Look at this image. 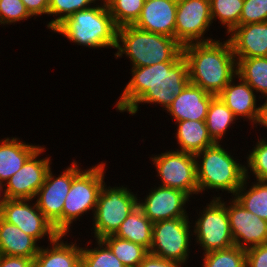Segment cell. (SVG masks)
Listing matches in <instances>:
<instances>
[{
	"label": "cell",
	"instance_id": "74e56055",
	"mask_svg": "<svg viewBox=\"0 0 267 267\" xmlns=\"http://www.w3.org/2000/svg\"><path fill=\"white\" fill-rule=\"evenodd\" d=\"M246 267H267V243L246 250Z\"/></svg>",
	"mask_w": 267,
	"mask_h": 267
},
{
	"label": "cell",
	"instance_id": "ab89813d",
	"mask_svg": "<svg viewBox=\"0 0 267 267\" xmlns=\"http://www.w3.org/2000/svg\"><path fill=\"white\" fill-rule=\"evenodd\" d=\"M34 260L26 257L0 254V267H33Z\"/></svg>",
	"mask_w": 267,
	"mask_h": 267
},
{
	"label": "cell",
	"instance_id": "44dd1931",
	"mask_svg": "<svg viewBox=\"0 0 267 267\" xmlns=\"http://www.w3.org/2000/svg\"><path fill=\"white\" fill-rule=\"evenodd\" d=\"M67 236L69 237V235L60 234L48 243V246L41 245L34 258L33 267H81L82 244L84 243L77 245L76 239L68 243Z\"/></svg>",
	"mask_w": 267,
	"mask_h": 267
},
{
	"label": "cell",
	"instance_id": "60d3db41",
	"mask_svg": "<svg viewBox=\"0 0 267 267\" xmlns=\"http://www.w3.org/2000/svg\"><path fill=\"white\" fill-rule=\"evenodd\" d=\"M137 267H183L179 262L148 254Z\"/></svg>",
	"mask_w": 267,
	"mask_h": 267
},
{
	"label": "cell",
	"instance_id": "5b68a950",
	"mask_svg": "<svg viewBox=\"0 0 267 267\" xmlns=\"http://www.w3.org/2000/svg\"><path fill=\"white\" fill-rule=\"evenodd\" d=\"M224 147L221 143H215L195 155L199 194L204 191L209 193L208 189L217 191L218 195L212 199H220L224 191L234 197L246 178L245 161H238L237 156L234 157V153Z\"/></svg>",
	"mask_w": 267,
	"mask_h": 267
},
{
	"label": "cell",
	"instance_id": "9c48e42d",
	"mask_svg": "<svg viewBox=\"0 0 267 267\" xmlns=\"http://www.w3.org/2000/svg\"><path fill=\"white\" fill-rule=\"evenodd\" d=\"M191 217L160 220L153 223L149 254L186 266L193 240ZM186 263V264H185Z\"/></svg>",
	"mask_w": 267,
	"mask_h": 267
},
{
	"label": "cell",
	"instance_id": "484cf974",
	"mask_svg": "<svg viewBox=\"0 0 267 267\" xmlns=\"http://www.w3.org/2000/svg\"><path fill=\"white\" fill-rule=\"evenodd\" d=\"M233 112L226 106L219 96H215L209 105L205 119L210 137L215 143H223L225 136L230 128L234 129L233 124L237 122ZM233 126V127H231Z\"/></svg>",
	"mask_w": 267,
	"mask_h": 267
},
{
	"label": "cell",
	"instance_id": "ba28073f",
	"mask_svg": "<svg viewBox=\"0 0 267 267\" xmlns=\"http://www.w3.org/2000/svg\"><path fill=\"white\" fill-rule=\"evenodd\" d=\"M210 200L205 206L202 205L203 209L196 210L197 217L195 215L196 219L191 220L194 245H199L202 254L235 245L225 205L219 199Z\"/></svg>",
	"mask_w": 267,
	"mask_h": 267
},
{
	"label": "cell",
	"instance_id": "7402d4cb",
	"mask_svg": "<svg viewBox=\"0 0 267 267\" xmlns=\"http://www.w3.org/2000/svg\"><path fill=\"white\" fill-rule=\"evenodd\" d=\"M21 140L16 136L0 139V181L4 183L20 170L26 160L41 146Z\"/></svg>",
	"mask_w": 267,
	"mask_h": 267
},
{
	"label": "cell",
	"instance_id": "4dcf8cb0",
	"mask_svg": "<svg viewBox=\"0 0 267 267\" xmlns=\"http://www.w3.org/2000/svg\"><path fill=\"white\" fill-rule=\"evenodd\" d=\"M243 4L244 0H210L212 23L218 19L228 35L239 26Z\"/></svg>",
	"mask_w": 267,
	"mask_h": 267
},
{
	"label": "cell",
	"instance_id": "cb8c5ba5",
	"mask_svg": "<svg viewBox=\"0 0 267 267\" xmlns=\"http://www.w3.org/2000/svg\"><path fill=\"white\" fill-rule=\"evenodd\" d=\"M175 137L178 151L196 155L200 151L215 144L209 135L205 121H176Z\"/></svg>",
	"mask_w": 267,
	"mask_h": 267
},
{
	"label": "cell",
	"instance_id": "f546056e",
	"mask_svg": "<svg viewBox=\"0 0 267 267\" xmlns=\"http://www.w3.org/2000/svg\"><path fill=\"white\" fill-rule=\"evenodd\" d=\"M86 243L82 247L81 267H125L101 239H95L94 248L89 246L91 239Z\"/></svg>",
	"mask_w": 267,
	"mask_h": 267
},
{
	"label": "cell",
	"instance_id": "d590c367",
	"mask_svg": "<svg viewBox=\"0 0 267 267\" xmlns=\"http://www.w3.org/2000/svg\"><path fill=\"white\" fill-rule=\"evenodd\" d=\"M32 16L28 13L22 0H0V25H15L27 21Z\"/></svg>",
	"mask_w": 267,
	"mask_h": 267
},
{
	"label": "cell",
	"instance_id": "e575fe53",
	"mask_svg": "<svg viewBox=\"0 0 267 267\" xmlns=\"http://www.w3.org/2000/svg\"><path fill=\"white\" fill-rule=\"evenodd\" d=\"M259 137L252 150H248L245 162L246 177L254 176V179L267 182V138Z\"/></svg>",
	"mask_w": 267,
	"mask_h": 267
},
{
	"label": "cell",
	"instance_id": "7bdbcfd3",
	"mask_svg": "<svg viewBox=\"0 0 267 267\" xmlns=\"http://www.w3.org/2000/svg\"><path fill=\"white\" fill-rule=\"evenodd\" d=\"M6 200H7V194L5 190V183L0 181V208Z\"/></svg>",
	"mask_w": 267,
	"mask_h": 267
},
{
	"label": "cell",
	"instance_id": "1f68e13d",
	"mask_svg": "<svg viewBox=\"0 0 267 267\" xmlns=\"http://www.w3.org/2000/svg\"><path fill=\"white\" fill-rule=\"evenodd\" d=\"M100 0H49L48 16L55 18L46 24L47 30L53 31L67 17H70L77 11L89 8L97 4Z\"/></svg>",
	"mask_w": 267,
	"mask_h": 267
},
{
	"label": "cell",
	"instance_id": "7c38bea8",
	"mask_svg": "<svg viewBox=\"0 0 267 267\" xmlns=\"http://www.w3.org/2000/svg\"><path fill=\"white\" fill-rule=\"evenodd\" d=\"M212 25L210 0H177L174 38L182 45L211 42L205 36Z\"/></svg>",
	"mask_w": 267,
	"mask_h": 267
},
{
	"label": "cell",
	"instance_id": "30bf717a",
	"mask_svg": "<svg viewBox=\"0 0 267 267\" xmlns=\"http://www.w3.org/2000/svg\"><path fill=\"white\" fill-rule=\"evenodd\" d=\"M150 159L161 181L158 185L182 190L193 198L199 194L195 155L171 148Z\"/></svg>",
	"mask_w": 267,
	"mask_h": 267
},
{
	"label": "cell",
	"instance_id": "52a82bcc",
	"mask_svg": "<svg viewBox=\"0 0 267 267\" xmlns=\"http://www.w3.org/2000/svg\"><path fill=\"white\" fill-rule=\"evenodd\" d=\"M138 196L137 192H132L127 185L111 187L104 182L92 216V237L102 239L114 235L122 222L138 206Z\"/></svg>",
	"mask_w": 267,
	"mask_h": 267
},
{
	"label": "cell",
	"instance_id": "603a6c76",
	"mask_svg": "<svg viewBox=\"0 0 267 267\" xmlns=\"http://www.w3.org/2000/svg\"><path fill=\"white\" fill-rule=\"evenodd\" d=\"M16 225L0 217V254L26 257L34 260L41 246Z\"/></svg>",
	"mask_w": 267,
	"mask_h": 267
},
{
	"label": "cell",
	"instance_id": "8fae6325",
	"mask_svg": "<svg viewBox=\"0 0 267 267\" xmlns=\"http://www.w3.org/2000/svg\"><path fill=\"white\" fill-rule=\"evenodd\" d=\"M80 166H82L81 163L73 160L60 172L61 174L57 175L58 177L53 173L51 166L43 185L34 198L38 209L60 234H62V210L65 198L70 191L73 178L83 169Z\"/></svg>",
	"mask_w": 267,
	"mask_h": 267
},
{
	"label": "cell",
	"instance_id": "277c9868",
	"mask_svg": "<svg viewBox=\"0 0 267 267\" xmlns=\"http://www.w3.org/2000/svg\"><path fill=\"white\" fill-rule=\"evenodd\" d=\"M117 29L105 0L77 11L61 22L52 32L88 49H115Z\"/></svg>",
	"mask_w": 267,
	"mask_h": 267
},
{
	"label": "cell",
	"instance_id": "2e32d148",
	"mask_svg": "<svg viewBox=\"0 0 267 267\" xmlns=\"http://www.w3.org/2000/svg\"><path fill=\"white\" fill-rule=\"evenodd\" d=\"M46 150L41 145L12 177L5 182L7 199H34L52 165V156L39 157Z\"/></svg>",
	"mask_w": 267,
	"mask_h": 267
},
{
	"label": "cell",
	"instance_id": "7a4b0ae2",
	"mask_svg": "<svg viewBox=\"0 0 267 267\" xmlns=\"http://www.w3.org/2000/svg\"><path fill=\"white\" fill-rule=\"evenodd\" d=\"M190 83L218 96L237 75V60L230 41L214 40L183 46Z\"/></svg>",
	"mask_w": 267,
	"mask_h": 267
},
{
	"label": "cell",
	"instance_id": "836d02e7",
	"mask_svg": "<svg viewBox=\"0 0 267 267\" xmlns=\"http://www.w3.org/2000/svg\"><path fill=\"white\" fill-rule=\"evenodd\" d=\"M201 255V267H246V250L235 245Z\"/></svg>",
	"mask_w": 267,
	"mask_h": 267
},
{
	"label": "cell",
	"instance_id": "ffe728a7",
	"mask_svg": "<svg viewBox=\"0 0 267 267\" xmlns=\"http://www.w3.org/2000/svg\"><path fill=\"white\" fill-rule=\"evenodd\" d=\"M227 39L236 59L267 57V22L237 26Z\"/></svg>",
	"mask_w": 267,
	"mask_h": 267
},
{
	"label": "cell",
	"instance_id": "d4e9b609",
	"mask_svg": "<svg viewBox=\"0 0 267 267\" xmlns=\"http://www.w3.org/2000/svg\"><path fill=\"white\" fill-rule=\"evenodd\" d=\"M153 223L137 206L122 222L116 237L142 245L148 251L152 244Z\"/></svg>",
	"mask_w": 267,
	"mask_h": 267
},
{
	"label": "cell",
	"instance_id": "b9f144b4",
	"mask_svg": "<svg viewBox=\"0 0 267 267\" xmlns=\"http://www.w3.org/2000/svg\"><path fill=\"white\" fill-rule=\"evenodd\" d=\"M262 126L264 129H267V99L264 100L262 105V113L259 126Z\"/></svg>",
	"mask_w": 267,
	"mask_h": 267
},
{
	"label": "cell",
	"instance_id": "9a60e30c",
	"mask_svg": "<svg viewBox=\"0 0 267 267\" xmlns=\"http://www.w3.org/2000/svg\"><path fill=\"white\" fill-rule=\"evenodd\" d=\"M230 199V200H229ZM226 207L230 230L235 246L248 248L267 243V221L248 211L234 197L226 201L219 199Z\"/></svg>",
	"mask_w": 267,
	"mask_h": 267
},
{
	"label": "cell",
	"instance_id": "8d00e7d4",
	"mask_svg": "<svg viewBox=\"0 0 267 267\" xmlns=\"http://www.w3.org/2000/svg\"><path fill=\"white\" fill-rule=\"evenodd\" d=\"M267 22V0H244L240 25Z\"/></svg>",
	"mask_w": 267,
	"mask_h": 267
},
{
	"label": "cell",
	"instance_id": "f1b7e54d",
	"mask_svg": "<svg viewBox=\"0 0 267 267\" xmlns=\"http://www.w3.org/2000/svg\"><path fill=\"white\" fill-rule=\"evenodd\" d=\"M125 267H137L149 254L142 245L108 235L101 239Z\"/></svg>",
	"mask_w": 267,
	"mask_h": 267
},
{
	"label": "cell",
	"instance_id": "ac0fdd59",
	"mask_svg": "<svg viewBox=\"0 0 267 267\" xmlns=\"http://www.w3.org/2000/svg\"><path fill=\"white\" fill-rule=\"evenodd\" d=\"M177 0H148L133 24L135 27L174 38Z\"/></svg>",
	"mask_w": 267,
	"mask_h": 267
},
{
	"label": "cell",
	"instance_id": "e0dca14e",
	"mask_svg": "<svg viewBox=\"0 0 267 267\" xmlns=\"http://www.w3.org/2000/svg\"><path fill=\"white\" fill-rule=\"evenodd\" d=\"M255 93L256 92L246 81L239 75H236L218 96L233 112L237 119L239 118L241 121L243 118V121H249L248 123L251 124L250 128L253 129L255 127L258 128L257 126L260 123L263 105L261 103L257 104V101L261 99L258 98L257 100L256 97L259 96Z\"/></svg>",
	"mask_w": 267,
	"mask_h": 267
},
{
	"label": "cell",
	"instance_id": "d6986e66",
	"mask_svg": "<svg viewBox=\"0 0 267 267\" xmlns=\"http://www.w3.org/2000/svg\"><path fill=\"white\" fill-rule=\"evenodd\" d=\"M215 96L201 87L188 83L165 111L172 116V121H205L211 100Z\"/></svg>",
	"mask_w": 267,
	"mask_h": 267
},
{
	"label": "cell",
	"instance_id": "4316f807",
	"mask_svg": "<svg viewBox=\"0 0 267 267\" xmlns=\"http://www.w3.org/2000/svg\"><path fill=\"white\" fill-rule=\"evenodd\" d=\"M251 180L254 181L250 182ZM251 180L245 178L234 198L248 211L267 221V182Z\"/></svg>",
	"mask_w": 267,
	"mask_h": 267
},
{
	"label": "cell",
	"instance_id": "3957f363",
	"mask_svg": "<svg viewBox=\"0 0 267 267\" xmlns=\"http://www.w3.org/2000/svg\"><path fill=\"white\" fill-rule=\"evenodd\" d=\"M116 50L115 58H129L130 67L177 62L183 56V46L175 38L144 31L134 25L118 27Z\"/></svg>",
	"mask_w": 267,
	"mask_h": 267
},
{
	"label": "cell",
	"instance_id": "6da1fadb",
	"mask_svg": "<svg viewBox=\"0 0 267 267\" xmlns=\"http://www.w3.org/2000/svg\"><path fill=\"white\" fill-rule=\"evenodd\" d=\"M128 83L118 97L115 110L127 112L130 116L138 113L139 105L161 106L167 110L190 82L188 66L182 56L177 62H163L152 66L131 67Z\"/></svg>",
	"mask_w": 267,
	"mask_h": 267
},
{
	"label": "cell",
	"instance_id": "f35d334b",
	"mask_svg": "<svg viewBox=\"0 0 267 267\" xmlns=\"http://www.w3.org/2000/svg\"><path fill=\"white\" fill-rule=\"evenodd\" d=\"M28 13L34 17L48 16L49 0H22Z\"/></svg>",
	"mask_w": 267,
	"mask_h": 267
},
{
	"label": "cell",
	"instance_id": "4fadbf2b",
	"mask_svg": "<svg viewBox=\"0 0 267 267\" xmlns=\"http://www.w3.org/2000/svg\"><path fill=\"white\" fill-rule=\"evenodd\" d=\"M34 199H7L0 208V217L6 222L16 225L24 233L41 244L42 239L48 243L55 240L60 233L38 209ZM47 236V237H46Z\"/></svg>",
	"mask_w": 267,
	"mask_h": 267
},
{
	"label": "cell",
	"instance_id": "d6a6232c",
	"mask_svg": "<svg viewBox=\"0 0 267 267\" xmlns=\"http://www.w3.org/2000/svg\"><path fill=\"white\" fill-rule=\"evenodd\" d=\"M117 27L133 25L139 18L145 0H105Z\"/></svg>",
	"mask_w": 267,
	"mask_h": 267
},
{
	"label": "cell",
	"instance_id": "8992f818",
	"mask_svg": "<svg viewBox=\"0 0 267 267\" xmlns=\"http://www.w3.org/2000/svg\"><path fill=\"white\" fill-rule=\"evenodd\" d=\"M106 165L108 164L105 161H101L92 167L82 169L73 178L62 210V234L70 235L74 222H80V219L91 210V215H94L99 193L106 179Z\"/></svg>",
	"mask_w": 267,
	"mask_h": 267
},
{
	"label": "cell",
	"instance_id": "83f0119b",
	"mask_svg": "<svg viewBox=\"0 0 267 267\" xmlns=\"http://www.w3.org/2000/svg\"><path fill=\"white\" fill-rule=\"evenodd\" d=\"M237 60V75L246 81L259 98L267 99V57L242 58ZM261 93V96H260Z\"/></svg>",
	"mask_w": 267,
	"mask_h": 267
},
{
	"label": "cell",
	"instance_id": "5bb4252c",
	"mask_svg": "<svg viewBox=\"0 0 267 267\" xmlns=\"http://www.w3.org/2000/svg\"><path fill=\"white\" fill-rule=\"evenodd\" d=\"M148 191L145 198L138 197V207L152 223L173 218L192 217L186 211L191 197L184 191L160 185L158 187L154 185Z\"/></svg>",
	"mask_w": 267,
	"mask_h": 267
}]
</instances>
